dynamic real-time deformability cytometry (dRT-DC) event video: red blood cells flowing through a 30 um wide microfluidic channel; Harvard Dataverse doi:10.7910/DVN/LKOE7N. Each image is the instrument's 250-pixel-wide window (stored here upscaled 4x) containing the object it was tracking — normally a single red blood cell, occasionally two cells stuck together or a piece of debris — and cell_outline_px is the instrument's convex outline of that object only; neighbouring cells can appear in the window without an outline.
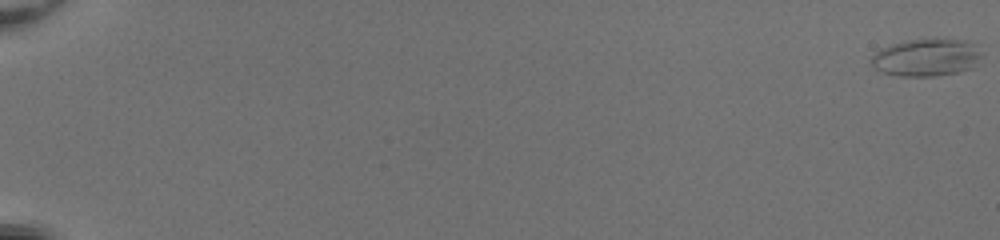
{"species": "common noctule bat (a hibernating species)", "species_latin": "Nyctalus noctula", "temperature_condition": "room temperature", "stored_images_in_passage": 54, "camera_frame_rate_fps": 3000, "um_per_image_px": 0.085, "animal": {"sex": "female", "body_mass_g": 20.0, "forearm_length_mm": 54.0}, "frame": {"image": 1, "passage_image": 1, "time_ms": 0.0, "image_size_px": [1000, 240], "cell_outline_px": [[984, 56], [972, 68], [960, 72], [932, 76], [900, 76], [880, 72], [868, 60], [880, 48], [892, 44], [908, 40], [936, 36], [968, 40], [976, 44]], "centroid_in_image_um": [78.8, 4.84], "position_along_channel_um": 6.2, "area_um2": 25.09}}
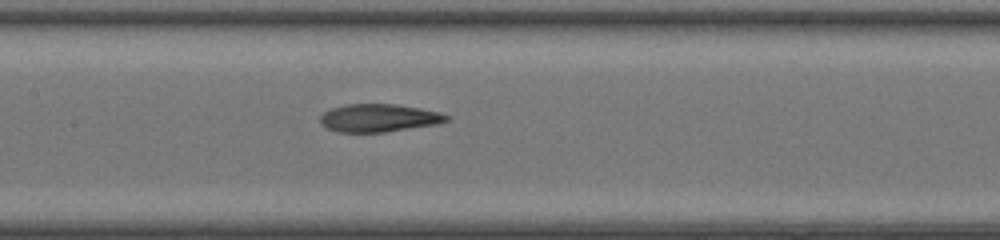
{"frame": {"image": 2, "passage_image": 30, "time_ms": 9.667, "image_size_px": [1000, 240], "cell_outline_px": [[452, 120], [436, 124], [384, 132], [336, 132], [320, 124], [320, 116], [324, 112], [332, 108], [344, 104], [396, 104], [420, 108], [440, 112], [452, 116]], "centroid_in_image_um": [32.23, 10.02], "position_along_channel_um": 175.2, "area_um2": 20.69}}
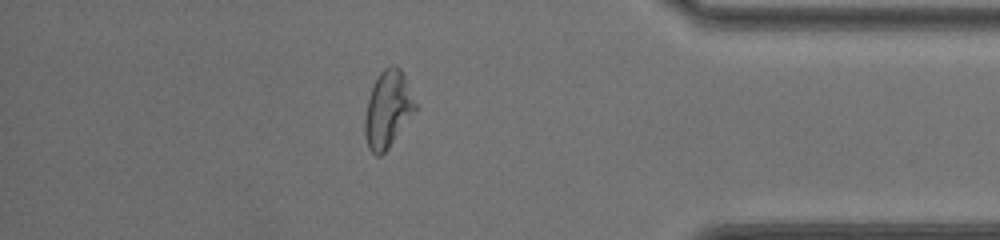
{"frame": {"image": 3, "passage_image": 48, "time_ms": 15.667, "image_size_px": [1000, 240], "cell_outline_px": [[420, 108], [388, 148], [380, 156], [376, 156], [368, 148], [364, 136], [364, 116], [368, 100], [372, 88], [380, 72], [384, 68], [392, 64], [400, 68]], "centroid_in_image_um": [33.0, 9.31], "position_along_channel_um": 402.2, "area_um2": 22.95}, "authors_computed_cell_mechanics": {"area_um2": 22.6576, "velocity_mm_per_s": 4.1673, "shape_relaxation_time_tau1_ms": null, "shape_relaxation_time_tau2_ms": 2.1147, "deformation_change_tau1": null, "deformation_change_tau2": 0.1112}}